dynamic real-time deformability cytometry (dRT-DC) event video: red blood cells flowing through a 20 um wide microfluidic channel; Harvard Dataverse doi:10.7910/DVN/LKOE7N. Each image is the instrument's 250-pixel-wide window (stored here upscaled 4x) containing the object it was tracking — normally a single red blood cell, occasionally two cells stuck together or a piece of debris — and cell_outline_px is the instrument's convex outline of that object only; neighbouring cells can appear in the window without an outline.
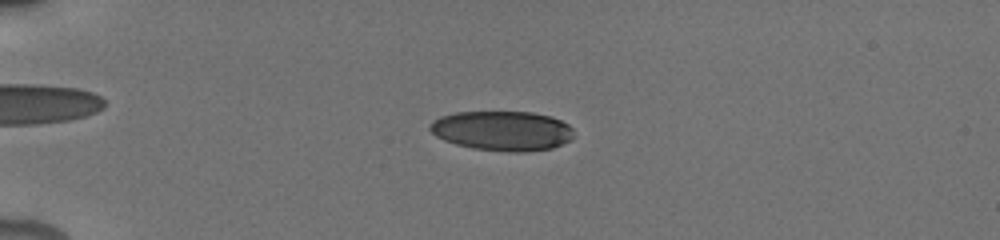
{"species": "human", "species_latin": "Homo sapiens", "temperature_condition": "cold", "stored_images_in_passage": 40, "camera_frame_rate_fps": 3000, "um_per_image_px": 0.085, "donor": {"sex": "male"}, "frame": {"image": 1, "passage_image": 12, "time_ms": 4.667, "image_size_px": [1000, 240], "cell_outline_px": [[572, 136], [568, 140], [552, 148], [524, 152], [508, 152], [472, 148], [456, 144], [444, 140], [436, 136], [428, 128], [428, 124], [432, 120], [440, 116], [456, 112], [532, 112], [552, 116], [568, 124], [572, 128]], "centroid_in_image_um": [42.65, 11.11], "position_along_channel_um": 42.3, "area_um2": 33.35}}
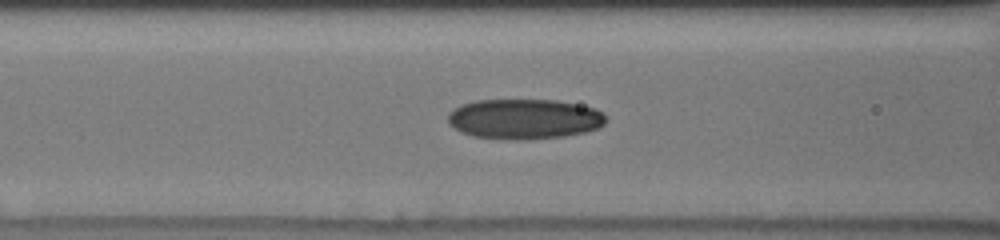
{"frame": {"image": 2, "passage_image": 18, "time_ms": 8.0, "image_size_px": [1000, 240], "cell_outline_px": [[608, 120], [600, 128], [584, 132], [564, 136], [528, 140], [516, 140], [472, 136], [448, 124], [448, 112], [460, 104], [476, 100], [556, 100], [596, 108], [604, 112]], "centroid_in_image_um": [44.6, 10.11], "position_along_channel_um": 122.0, "area_um2": 37.28}}
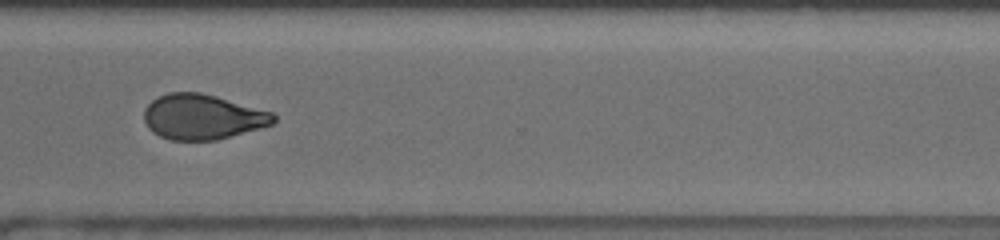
{"frame": {"image": 3, "passage_image": 35, "time_ms": 14.0, "image_size_px": [1000, 240], "cell_outline_px": [[276, 120], [272, 124], [260, 128], [216, 140], [168, 140], [152, 132], [148, 128], [144, 120], [144, 108], [152, 100], [168, 92], [200, 92], [216, 96], [272, 112], [276, 116]], "centroid_in_image_um": [17.19, 9.93], "position_along_channel_um": 353.4, "area_um2": 34.04}, "authors_computed_cell_mechanics": {"area_um2": 34.7378, "velocity_mm_per_s": 3.8558, "shape_relaxation_time_tau1_ms": 4.8999, "shape_relaxation_time_tau2_ms": 2.176, "deformation_change_tau1": 0.152, "deformation_change_tau2": 0.0776}}